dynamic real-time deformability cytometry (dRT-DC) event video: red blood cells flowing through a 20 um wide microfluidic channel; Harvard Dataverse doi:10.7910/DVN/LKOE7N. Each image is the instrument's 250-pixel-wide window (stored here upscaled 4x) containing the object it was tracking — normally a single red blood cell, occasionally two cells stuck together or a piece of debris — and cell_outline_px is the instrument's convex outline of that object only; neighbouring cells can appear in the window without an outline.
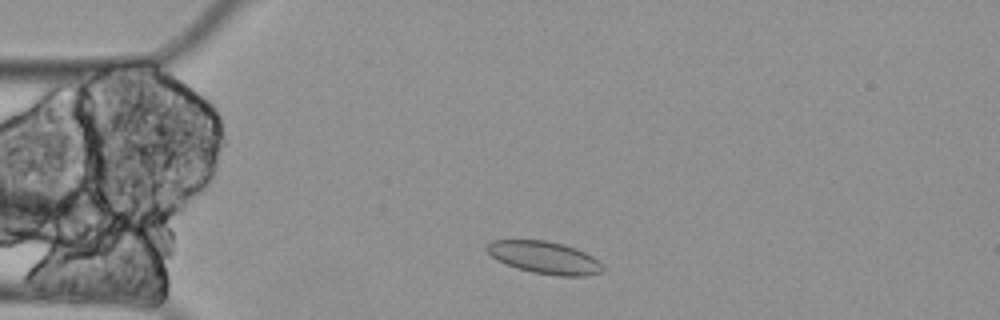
{"species": "Egyptian fruit bat (a non-hibernating species)", "species_latin": "Rousettus aegyptiacus", "temperature_condition": "cold", "stored_images_in_passage": 2, "camera_frame_rate_fps": 3000, "um_per_image_px": 0.085, "animal": {"sex": "female"}, "frame": {"image": 1, "passage_image": 1, "time_ms": 0.0, "image_size_px": [1000, 320], "cell_outline_px": [[604, 272], [584, 276], [560, 276], [532, 272], [516, 268], [496, 260], [484, 248], [484, 244], [492, 240], [544, 240], [564, 244], [576, 248], [592, 256], [604, 268]], "centroid_in_image_um": [46.24, 21.89], "position_along_channel_um": 38.8, "area_um2": 21.96}}